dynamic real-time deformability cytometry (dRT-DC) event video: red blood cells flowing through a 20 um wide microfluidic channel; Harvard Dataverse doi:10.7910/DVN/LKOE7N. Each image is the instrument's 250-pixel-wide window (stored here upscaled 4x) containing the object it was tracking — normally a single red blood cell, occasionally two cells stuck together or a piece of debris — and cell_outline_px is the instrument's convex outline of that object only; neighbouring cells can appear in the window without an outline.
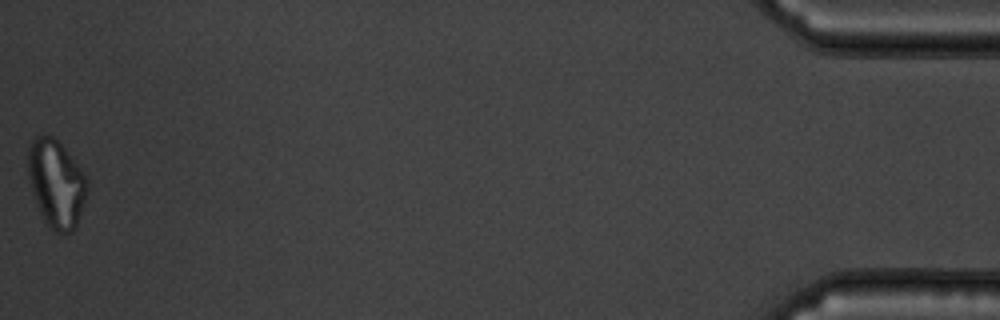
{"species": "common noctule bat (a hibernating species)", "species_latin": "Nyctalus noctula", "temperature_condition": "warm", "stored_images_in_passage": 53, "camera_frame_rate_fps": 3000, "um_per_image_px": 0.085, "animal": {"sex": "male", "body_mass_g": 19.5, "forearm_length_mm": 54.6}, "frame": {"image": 1, "passage_image": 53, "time_ms": 17.333, "image_size_px": [1000, 320], "cell_outline_px": [[88, 192], [76, 228], [72, 232], [56, 232], [44, 220], [36, 204], [32, 192], [28, 176], [28, 148], [32, 140], [36, 136], [52, 136], [64, 148], [80, 168], [88, 180]], "centroid_in_image_um": [4.79, 15.62], "position_along_channel_um": 430.4, "area_um2": 30.06}}